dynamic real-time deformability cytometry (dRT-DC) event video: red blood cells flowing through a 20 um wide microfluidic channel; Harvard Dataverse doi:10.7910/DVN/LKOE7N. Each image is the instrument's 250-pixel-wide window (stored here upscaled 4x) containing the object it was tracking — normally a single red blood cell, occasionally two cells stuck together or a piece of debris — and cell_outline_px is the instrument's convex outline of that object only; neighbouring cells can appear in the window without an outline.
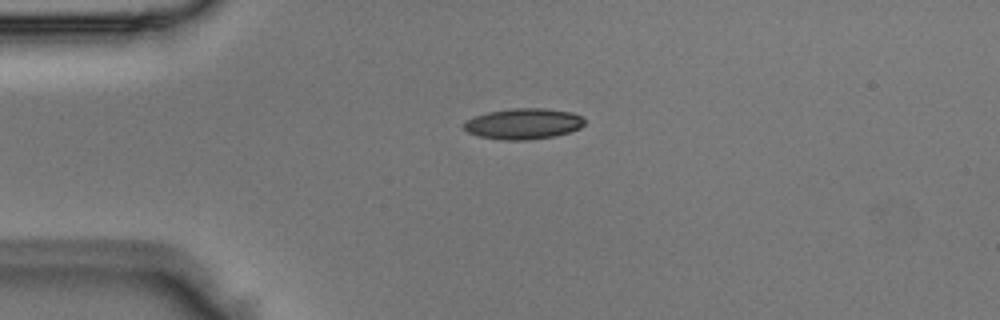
{"species": "Egyptian fruit bat (a non-hibernating species)", "species_latin": "Rousettus aegyptiacus", "temperature_condition": "room temperature", "stored_images_in_passage": 39, "camera_frame_rate_fps": 3000, "um_per_image_px": 0.085, "animal": {"sex": "male"}, "frame": {"image": 1, "passage_image": 1, "time_ms": 0.0, "image_size_px": [1000, 320], "cell_outline_px": [[584, 124], [580, 128], [556, 136], [528, 140], [500, 140], [476, 136], [468, 132], [464, 128], [464, 120], [488, 112], [512, 108], [544, 108], [572, 112], [580, 116], [584, 120]], "centroid_in_image_um": [44.47, 10.53], "position_along_channel_um": 40.5, "area_um2": 21.79}}
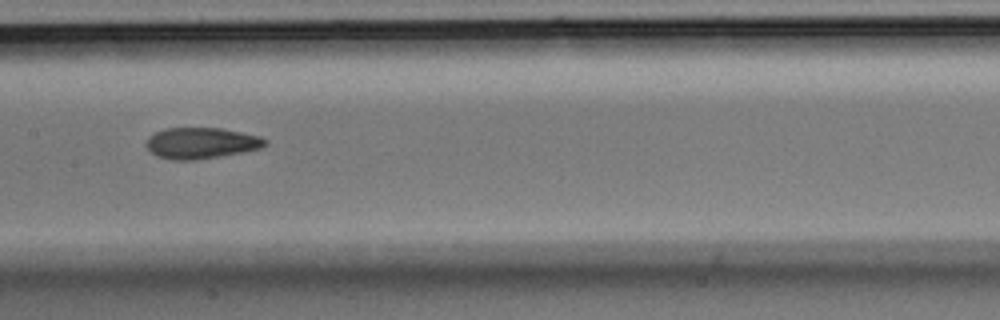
{"frame": {"image": 2, "passage_image": 14, "time_ms": 4.333, "image_size_px": [1000, 320], "cell_outline_px": [[268, 144], [260, 148], [240, 152], [196, 160], [172, 160], [156, 156], [144, 144], [148, 136], [156, 132], [168, 128], [220, 128], [260, 136], [268, 140]], "centroid_in_image_um": [17.08, 12.16], "position_along_channel_um": 190.3, "area_um2": 21.44}}
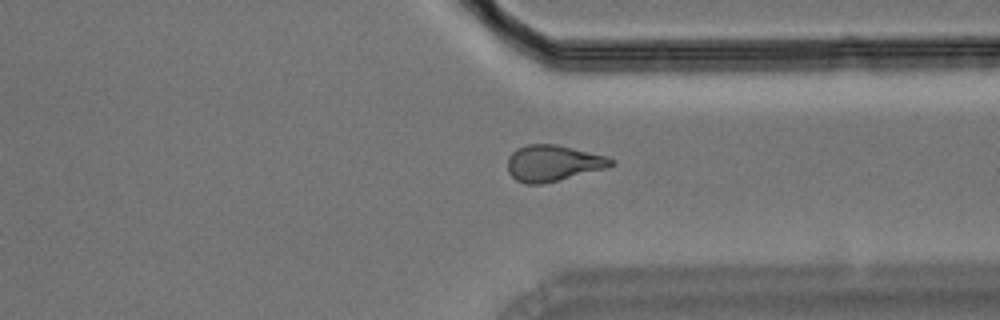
{"frame": {"image": 3, "passage_image": 27, "time_ms": 8.667, "image_size_px": [1000, 320], "cell_outline_px": [[616, 164], [608, 168], [540, 184], [524, 184], [516, 180], [508, 172], [508, 156], [516, 148], [528, 144], [556, 144], [608, 156], [616, 160]], "centroid_in_image_um": [47.03, 13.86], "position_along_channel_um": 364.4, "area_um2": 21.96}}